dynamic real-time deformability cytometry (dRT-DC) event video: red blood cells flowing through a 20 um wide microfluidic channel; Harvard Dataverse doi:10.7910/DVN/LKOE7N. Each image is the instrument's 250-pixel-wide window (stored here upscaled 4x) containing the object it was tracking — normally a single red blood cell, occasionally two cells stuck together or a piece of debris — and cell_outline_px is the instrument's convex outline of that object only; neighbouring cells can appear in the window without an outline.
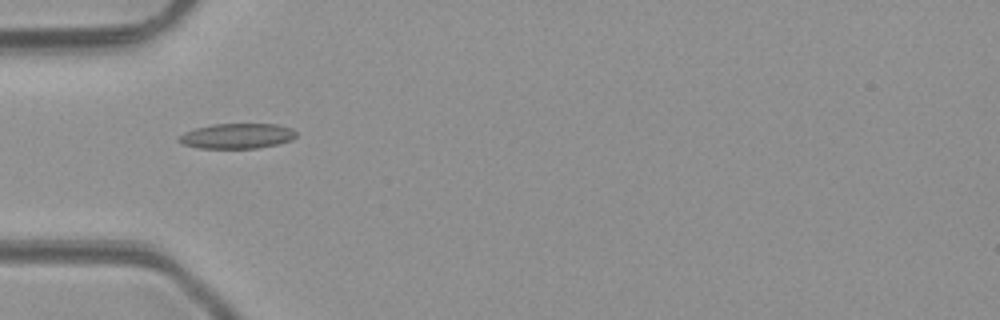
{"species": "common noctule bat (a hibernating species)", "species_latin": "Nyctalus noctula", "temperature_condition": "room temperature", "stored_images_in_passage": 2, "camera_frame_rate_fps": 3000, "um_per_image_px": 0.085, "animal": {"sex": "male", "body_mass_g": 23.1, "forearm_length_mm": 52.7}, "frame": {"image": 1, "passage_image": 1, "time_ms": 0.0, "image_size_px": [1000, 320], "cell_outline_px": [[296, 136], [292, 140], [276, 144], [256, 148], [200, 148], [184, 144], [176, 140], [176, 136], [184, 132], [196, 128], [212, 124], [276, 124], [292, 128], [296, 132]], "centroid_in_image_um": [20.12, 11.55], "position_along_channel_um": 64.9, "area_um2": 17.22}}
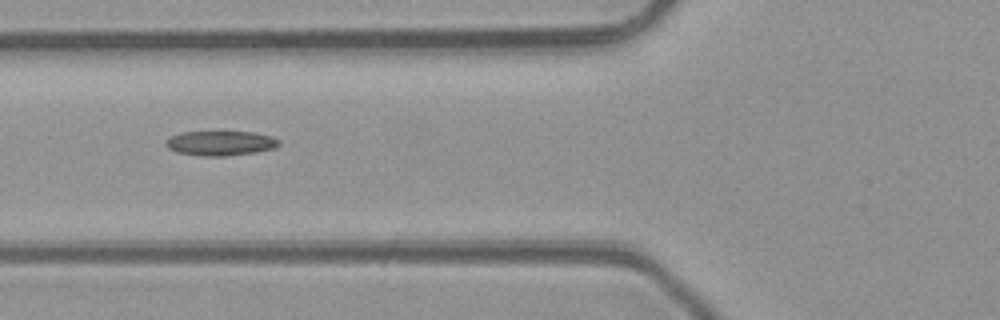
{"frame": {"image": 2, "passage_image": 2, "time_ms": 1.0, "image_size_px": [1000, 320], "cell_outline_px": [[280, 144], [272, 148], [256, 152], [224, 156], [204, 156], [176, 152], [168, 148], [164, 144], [164, 140], [180, 132], [256, 132], [272, 136], [280, 140]], "centroid_in_image_um": [18.72, 12.16], "position_along_channel_um": 107.1, "area_um2": 16.3}}